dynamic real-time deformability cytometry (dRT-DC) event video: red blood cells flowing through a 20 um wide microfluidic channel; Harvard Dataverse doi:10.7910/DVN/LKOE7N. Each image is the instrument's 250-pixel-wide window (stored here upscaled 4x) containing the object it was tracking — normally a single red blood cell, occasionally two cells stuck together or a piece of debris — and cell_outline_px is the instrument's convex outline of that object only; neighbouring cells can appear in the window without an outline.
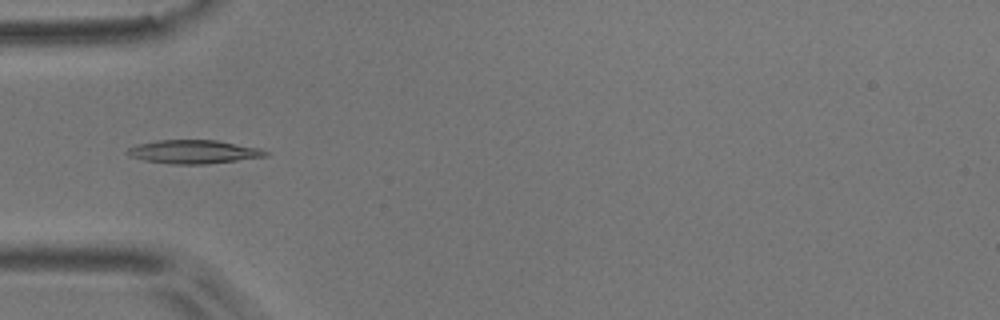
{"species": "common noctule bat (a hibernating species)", "species_latin": "Nyctalus noctula", "temperature_condition": "room temperature", "stored_images_in_passage": 7, "camera_frame_rate_fps": 3000, "um_per_image_px": 0.085, "animal": {"sex": "male", "body_mass_g": 17.9}, "frame": {"image": 1, "passage_image": 4, "time_ms": 1.0, "image_size_px": [1000, 320], "cell_outline_px": [[268, 156], [208, 164], [172, 164], [144, 160], [128, 156], [124, 152], [128, 148], [136, 144], [156, 140], [216, 140], [260, 148], [268, 152]], "centroid_in_image_um": [16.42, 12.9], "position_along_channel_um": 68.6, "area_um2": 19.07}}
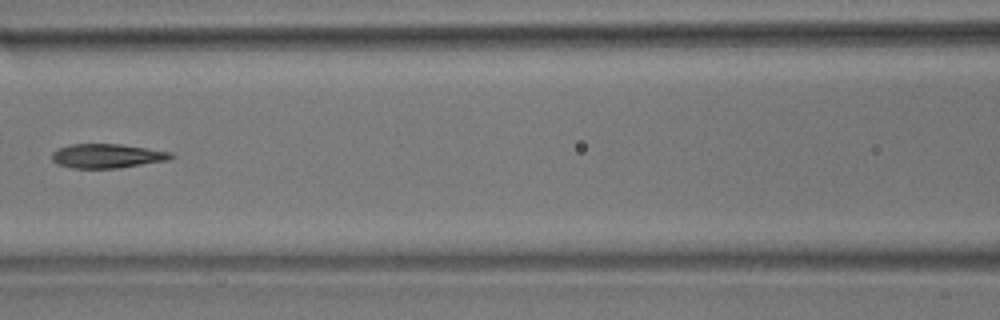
{"frame": {"image": 2, "passage_image": 6, "time_ms": 1.667, "image_size_px": [1000, 320], "cell_outline_px": [[176, 156], [168, 160], [120, 168], [72, 168], [56, 164], [52, 160], [52, 152], [56, 148], [72, 144], [120, 144], [172, 152]], "centroid_in_image_um": [9.09, 13.26], "position_along_channel_um": 157.5, "area_um2": 16.94}}
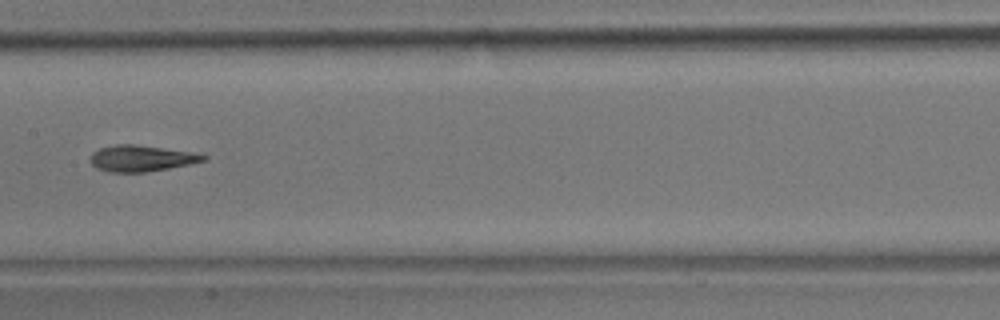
{"frame": {"image": 3, "passage_image": 7, "time_ms": 2.0, "image_size_px": [1000, 320], "cell_outline_px": [[208, 156], [204, 160], [188, 164], [168, 168], [144, 172], [108, 172], [96, 168], [88, 160], [92, 152], [100, 148], [116, 144], [136, 144], [188, 152]], "centroid_in_image_um": [11.9, 13.46], "position_along_channel_um": 195.5, "area_um2": 16.99}}